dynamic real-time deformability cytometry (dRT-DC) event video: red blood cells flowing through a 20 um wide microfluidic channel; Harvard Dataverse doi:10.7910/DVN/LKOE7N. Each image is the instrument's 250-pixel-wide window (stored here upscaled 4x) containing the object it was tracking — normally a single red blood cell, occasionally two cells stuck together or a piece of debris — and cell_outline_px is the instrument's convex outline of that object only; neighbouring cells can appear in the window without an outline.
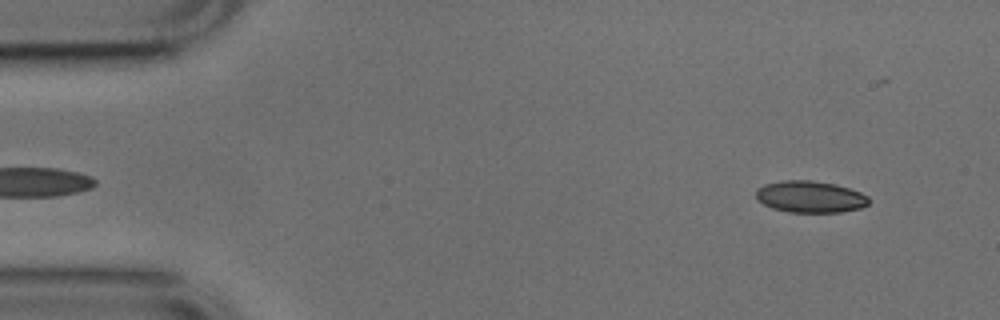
{"species": "common noctule bat (a hibernating species)", "species_latin": "Nyctalus noctula", "temperature_condition": "cold", "stored_images_in_passage": 41, "camera_frame_rate_fps": 3000, "um_per_image_px": 0.085, "animal": {"sex": "male", "body_mass_g": 17.9, "forearm_length_mm": 54.2}, "frame": {"image": 1, "passage_image": 4, "time_ms": 1.0, "image_size_px": [1000, 320], "cell_outline_px": [[868, 204], [860, 208], [840, 212], [788, 212], [772, 208], [756, 200], [756, 188], [764, 184], [784, 180], [808, 180], [836, 184], [860, 192], [868, 196]], "centroid_in_image_um": [68.83, 16.72], "position_along_channel_um": 16.2, "area_um2": 20.87}}
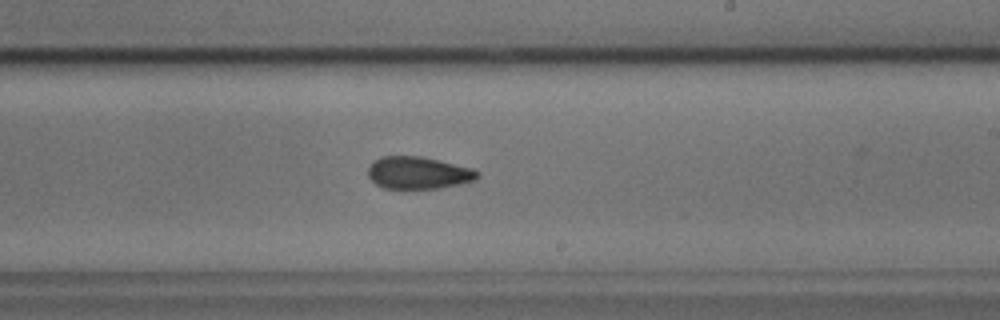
{"frame": {"image": 2, "passage_image": 30, "time_ms": 9.667, "image_size_px": [1000, 320], "cell_outline_px": [[480, 176], [476, 180], [460, 184], [440, 188], [384, 188], [376, 184], [368, 176], [368, 168], [380, 156], [420, 156], [472, 168], [480, 172]], "centroid_in_image_um": [35.58, 14.69], "position_along_channel_um": 253.4, "area_um2": 20.46}}
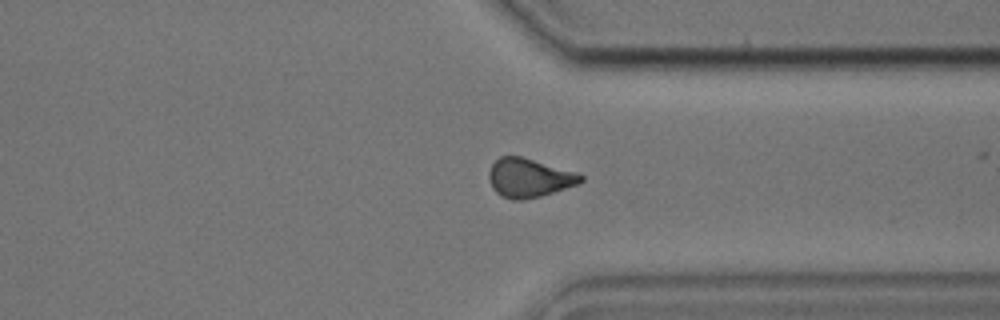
{"frame": {"image": 3, "passage_image": 39, "time_ms": 12.667, "image_size_px": [1000, 320], "cell_outline_px": [[584, 180], [580, 184], [540, 196], [524, 200], [512, 200], [500, 196], [492, 188], [488, 176], [488, 172], [492, 164], [500, 156], [520, 156], [576, 172], [584, 176]], "centroid_in_image_um": [44.97, 15.13], "position_along_channel_um": 366.4, "area_um2": 20.87}}